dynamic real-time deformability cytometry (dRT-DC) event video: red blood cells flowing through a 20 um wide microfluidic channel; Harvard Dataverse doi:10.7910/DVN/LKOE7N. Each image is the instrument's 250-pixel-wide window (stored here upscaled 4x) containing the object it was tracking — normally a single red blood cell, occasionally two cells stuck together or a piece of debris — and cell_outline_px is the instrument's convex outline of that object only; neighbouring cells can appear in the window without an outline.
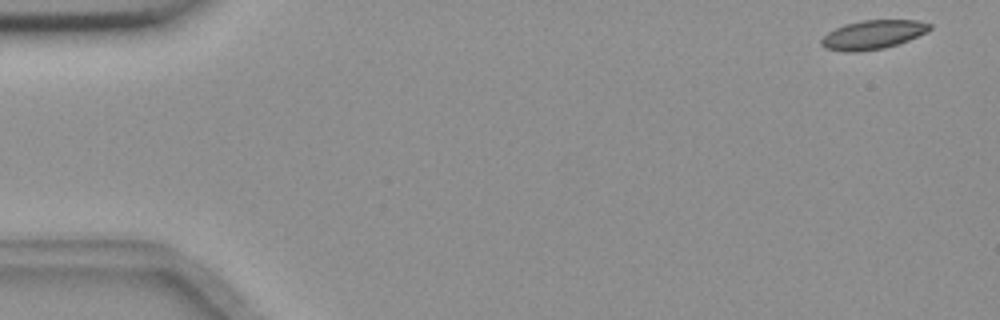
{"species": "common noctule bat (a hibernating species)", "species_latin": "Nyctalus noctula", "temperature_condition": "room temperature", "stored_images_in_passage": 49, "camera_frame_rate_fps": 3000, "um_per_image_px": 0.085, "animal": {"sex": "female", "body_mass_g": 18.4}, "frame": {"image": 1, "passage_image": 1, "time_ms": 0.0, "image_size_px": [1000, 320], "cell_outline_px": [[932, 28], [928, 32], [908, 40], [884, 48], [860, 52], [844, 52], [824, 48], [820, 44], [820, 40], [828, 32], [844, 24], [860, 20], [916, 20], [932, 24]], "centroid_in_image_um": [74.18, 2.95], "position_along_channel_um": 10.8, "area_um2": 18.44}}
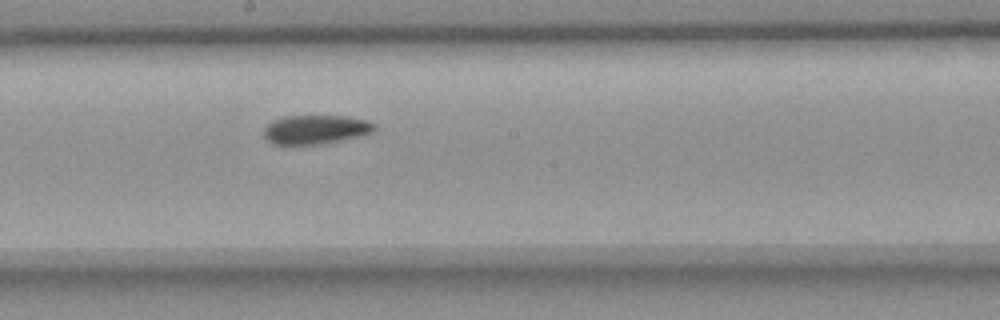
{"frame": {"image": 2, "passage_image": 29, "time_ms": 9.333, "image_size_px": [1000, 320], "cell_outline_px": [[376, 128], [372, 132], [356, 136], [320, 144], [272, 144], [264, 136], [264, 128], [272, 120], [284, 116], [348, 116], [368, 120], [376, 124]], "centroid_in_image_um": [26.81, 10.99], "position_along_channel_um": 221.4, "area_um2": 18.55}}
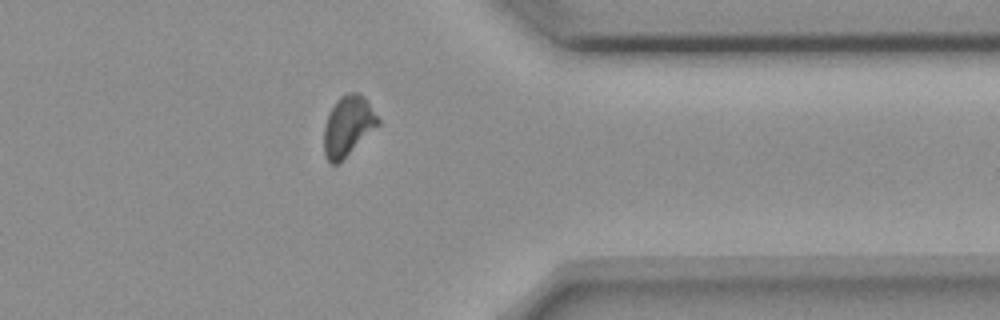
{"frame": {"image": 3, "passage_image": 43, "time_ms": 14.0, "image_size_px": [1000, 320], "cell_outline_px": [[380, 124], [336, 164], [328, 164], [324, 156], [324, 124], [328, 112], [336, 100], [340, 96], [348, 92], [360, 92], [364, 96], [380, 120]], "centroid_in_image_um": [29.55, 10.67], "position_along_channel_um": 381.9, "area_um2": 18.9}, "authors_computed_cell_mechanics": {"area_um2": 18.9006, "velocity_mm_per_s": 3.6429, "shape_relaxation_time_tau1_ms": 9.7181, "shape_relaxation_time_tau2_ms": 2.848, "deformation_change_tau1": 0.1635, "deformation_change_tau2": 0.0784}}